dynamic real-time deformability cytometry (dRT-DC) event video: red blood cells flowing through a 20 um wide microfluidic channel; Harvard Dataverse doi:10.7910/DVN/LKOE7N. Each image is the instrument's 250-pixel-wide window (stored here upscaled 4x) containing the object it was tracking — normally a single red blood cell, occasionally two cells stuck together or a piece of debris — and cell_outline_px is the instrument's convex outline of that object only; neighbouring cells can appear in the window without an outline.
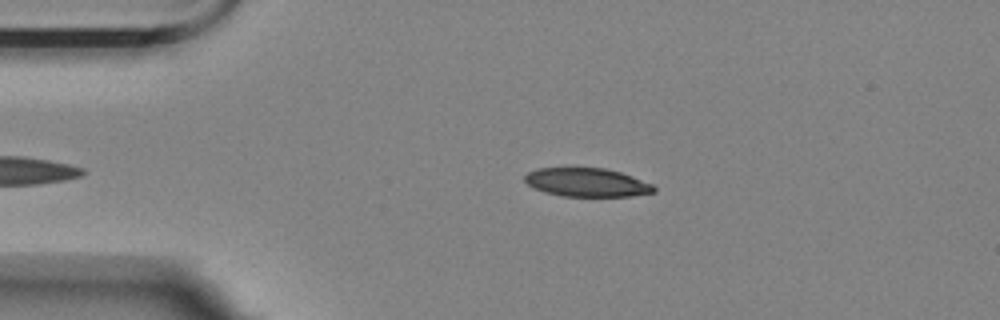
{"species": "Egyptian fruit bat (a non-hibernating species)", "species_latin": "Rousettus aegyptiacus", "temperature_condition": "room temperature", "stored_images_in_passage": 40, "camera_frame_rate_fps": 3000, "um_per_image_px": 0.085, "animal": {"sex": "female"}, "frame": {"image": 1, "passage_image": 1, "time_ms": 0.0, "image_size_px": [1000, 320], "cell_outline_px": [[656, 192], [632, 196], [560, 196], [544, 192], [528, 184], [524, 180], [524, 176], [528, 172], [536, 168], [604, 168], [620, 172], [632, 176], [652, 184], [656, 188]], "centroid_in_image_um": [49.89, 15.51], "position_along_channel_um": 35.1, "area_um2": 21.5}}
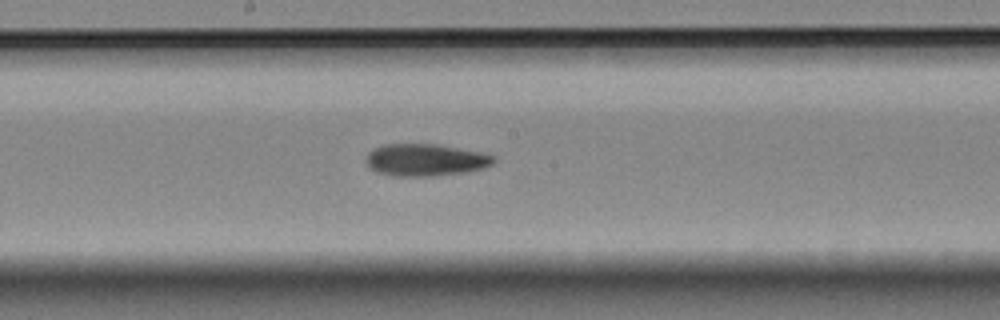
{"frame": {"image": 2, "passage_image": 19, "time_ms": 6.0, "image_size_px": [1000, 320], "cell_outline_px": [[496, 160], [492, 164], [484, 168], [468, 172], [436, 176], [392, 176], [376, 172], [368, 168], [364, 160], [368, 152], [372, 148], [384, 144], [436, 144], [480, 152], [492, 156]], "centroid_in_image_um": [36.1, 13.6], "position_along_channel_um": 212.1, "area_um2": 24.22}}
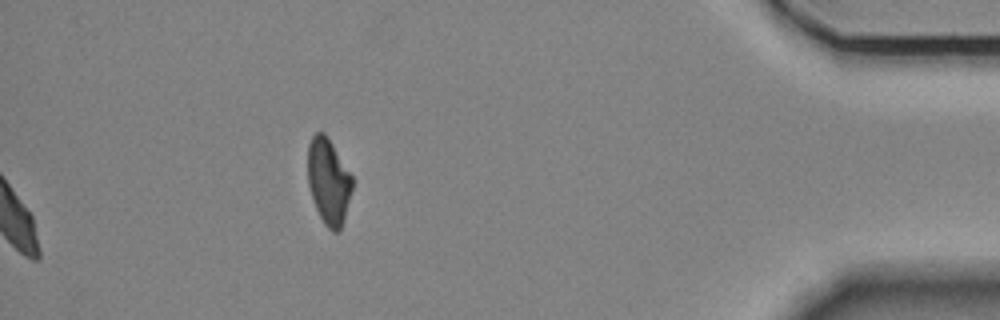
{"frame": {"image": 3, "passage_image": 40, "time_ms": 13.0, "image_size_px": [1000, 320], "cell_outline_px": [[352, 188], [344, 216], [340, 228], [336, 232], [332, 232], [324, 224], [312, 200], [308, 184], [308, 144], [312, 136], [316, 132], [324, 132], [332, 144], [352, 176]], "centroid_in_image_um": [27.9, 15.4], "position_along_channel_um": 407.3, "area_um2": 21.91}, "authors_computed_cell_mechanics": {"area_um2": 23.409, "velocity_mm_per_s": 3.5169, "shape_relaxation_time_tau1_ms": 9.9115, "shape_relaxation_time_tau2_ms": 8.4566, "deformation_change_tau1": 0.2271, "deformation_change_tau2": 0.1652}}